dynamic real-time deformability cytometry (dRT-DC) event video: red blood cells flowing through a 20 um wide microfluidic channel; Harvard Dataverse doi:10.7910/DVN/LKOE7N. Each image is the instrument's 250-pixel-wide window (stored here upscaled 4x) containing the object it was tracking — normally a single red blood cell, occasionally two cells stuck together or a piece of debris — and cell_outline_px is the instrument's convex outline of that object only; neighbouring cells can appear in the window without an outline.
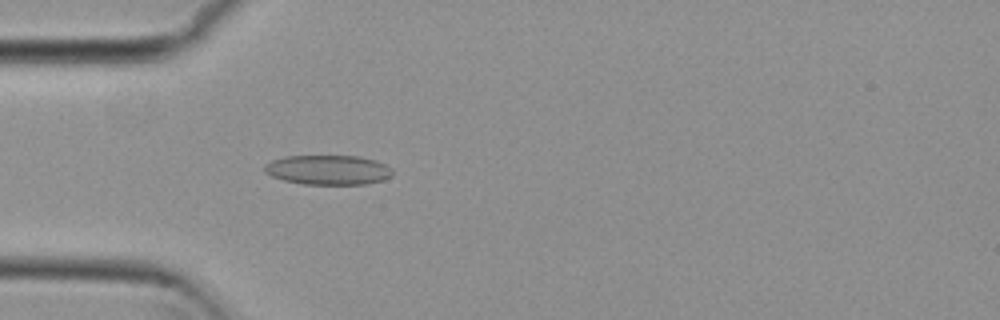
{"species": "common noctule bat (a hibernating species)", "species_latin": "Nyctalus noctula", "temperature_condition": "cold", "stored_images_in_passage": 43, "camera_frame_rate_fps": 3000, "um_per_image_px": 0.085, "animal": {"sex": "female", "body_mass_g": 29.2, "forearm_length_mm": 56.3}, "frame": {"image": 1, "passage_image": 5, "time_ms": 1.333, "image_size_px": [1000, 320], "cell_outline_px": [[392, 176], [384, 180], [364, 184], [304, 184], [284, 180], [272, 176], [264, 172], [264, 164], [272, 160], [284, 156], [360, 156], [376, 160], [392, 168]], "centroid_in_image_um": [27.89, 14.43], "position_along_channel_um": 57.1, "area_um2": 22.2}}
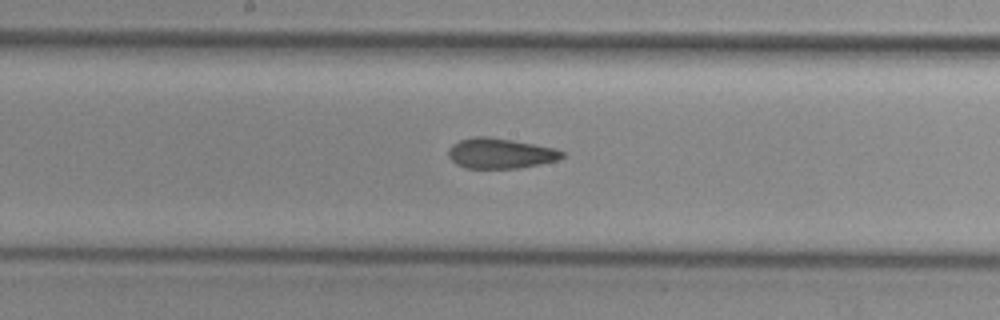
{"frame": {"image": 2, "passage_image": 17, "time_ms": 5.333, "image_size_px": [1000, 320], "cell_outline_px": [[564, 156], [556, 160], [540, 164], [516, 168], [464, 168], [456, 164], [448, 156], [448, 148], [452, 144], [460, 140], [472, 136], [488, 136], [512, 140], [556, 148], [564, 152]], "centroid_in_image_um": [42.49, 13.02], "position_along_channel_um": 205.7, "area_um2": 20.11}}
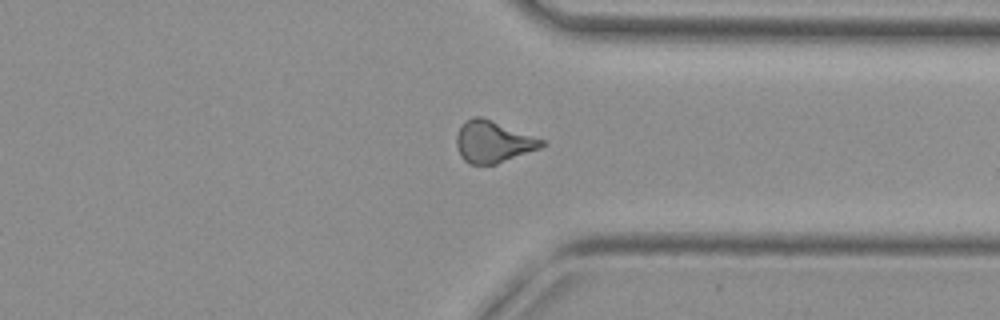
{"frame": {"image": 3, "passage_image": 30, "time_ms": 9.667, "image_size_px": [1000, 320], "cell_outline_px": [[548, 144], [540, 148], [496, 164], [468, 164], [460, 156], [456, 144], [456, 136], [464, 120], [472, 116], [480, 116], [544, 140]], "centroid_in_image_um": [41.88, 12.05], "position_along_channel_um": 369.5, "area_um2": 20.58}, "authors_computed_cell_mechanics": {"area_um2": 20.2878, "velocity_mm_per_s": 3.8227, "shape_relaxation_time_tau1_ms": null, "shape_relaxation_time_tau2_ms": 3.4287, "deformation_change_tau1": null, "deformation_change_tau2": 0.1156}}